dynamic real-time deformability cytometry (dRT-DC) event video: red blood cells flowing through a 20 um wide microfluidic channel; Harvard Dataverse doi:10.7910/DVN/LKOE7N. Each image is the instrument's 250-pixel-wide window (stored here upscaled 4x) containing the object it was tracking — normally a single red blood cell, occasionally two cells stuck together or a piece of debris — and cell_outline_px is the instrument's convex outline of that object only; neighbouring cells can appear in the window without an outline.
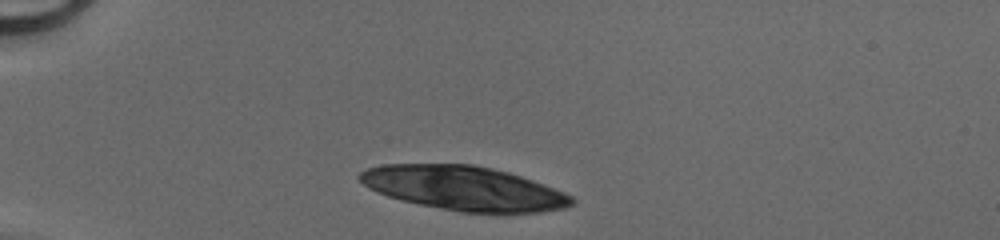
{"species": "human", "species_latin": "Homo sapiens", "temperature_condition": "cold", "stored_images_in_passage": 29, "camera_frame_rate_fps": 3000, "um_per_image_px": 0.085, "donor": {"sex": "male"}, "frame": {"image": 1, "passage_image": 1, "time_ms": 0.0, "image_size_px": [1000, 240], "cell_outline_px": [[576, 200], [572, 204], [564, 208], [536, 212], [460, 212], [400, 200], [376, 192], [364, 184], [356, 176], [360, 172], [368, 168], [384, 164], [472, 164], [492, 168], [508, 172], [532, 180], [564, 192], [572, 196]], "centroid_in_image_um": [39.4, 15.99], "position_along_channel_um": 45.6, "area_um2": 54.22}}
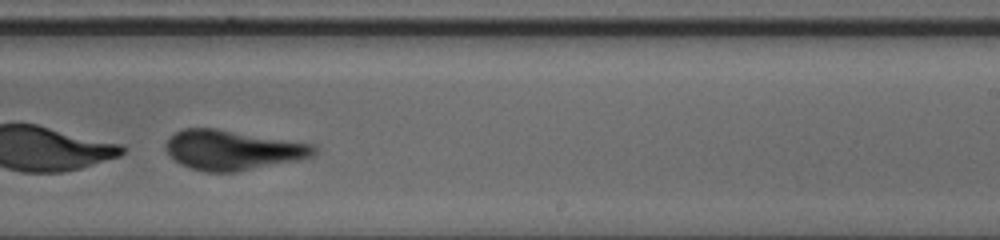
{"frame": {"image": 2, "passage_image": 20, "time_ms": 6.333, "image_size_px": [1000, 240], "cell_outline_px": [[316, 152], [312, 156], [296, 160], [236, 172], [208, 172], [192, 168], [180, 164], [164, 148], [164, 144], [176, 132], [184, 128], [216, 128], [316, 144]], "centroid_in_image_um": [19.78, 12.74], "position_along_channel_um": 269.2, "area_um2": 34.22}}
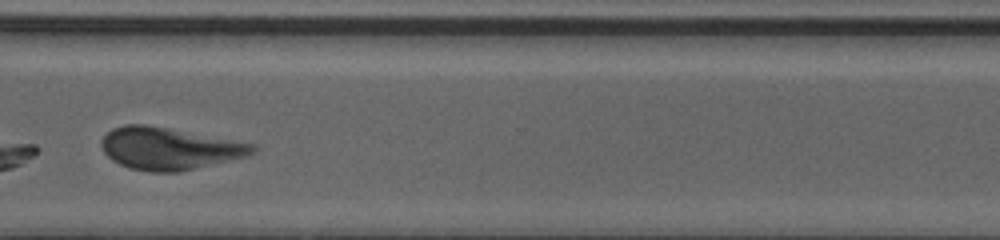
{"frame": {"image": 3, "passage_image": 26, "time_ms": 8.333, "image_size_px": [1000, 240], "cell_outline_px": [[256, 152], [244, 156], [176, 172], [148, 172], [128, 168], [112, 160], [104, 152], [100, 144], [100, 140], [112, 128], [124, 124], [144, 124], [256, 144]], "centroid_in_image_um": [14.31, 12.62], "position_along_channel_um": 356.3, "area_um2": 36.65}}